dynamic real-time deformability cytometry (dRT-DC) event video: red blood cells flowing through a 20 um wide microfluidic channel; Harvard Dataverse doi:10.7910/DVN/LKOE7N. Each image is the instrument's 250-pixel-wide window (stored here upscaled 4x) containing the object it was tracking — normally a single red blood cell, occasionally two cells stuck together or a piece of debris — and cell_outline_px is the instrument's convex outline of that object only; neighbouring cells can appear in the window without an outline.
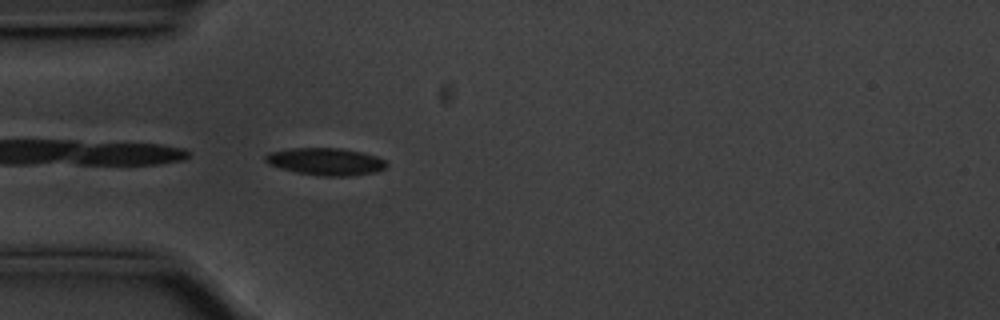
{"species": "common noctule bat (a hibernating species)", "species_latin": "Nyctalus noctula", "temperature_condition": "cold", "stored_images_in_passage": 16, "camera_frame_rate_fps": 3000, "um_per_image_px": 0.085, "animal": {"sex": "male", "body_mass_g": 20.1, "forearm_length_mm": 53.5}, "frame": {"image": 1, "passage_image": 1, "time_ms": 0.0, "image_size_px": [1000, 320], "cell_outline_px": [[388, 164], [384, 168], [372, 172], [348, 176], [324, 176], [296, 172], [268, 164], [264, 160], [264, 156], [268, 152], [292, 148], [340, 148], [360, 152], [376, 156], [384, 160]], "centroid_in_image_um": [27.64, 13.72], "position_along_channel_um": 57.4, "area_um2": 19.02}}